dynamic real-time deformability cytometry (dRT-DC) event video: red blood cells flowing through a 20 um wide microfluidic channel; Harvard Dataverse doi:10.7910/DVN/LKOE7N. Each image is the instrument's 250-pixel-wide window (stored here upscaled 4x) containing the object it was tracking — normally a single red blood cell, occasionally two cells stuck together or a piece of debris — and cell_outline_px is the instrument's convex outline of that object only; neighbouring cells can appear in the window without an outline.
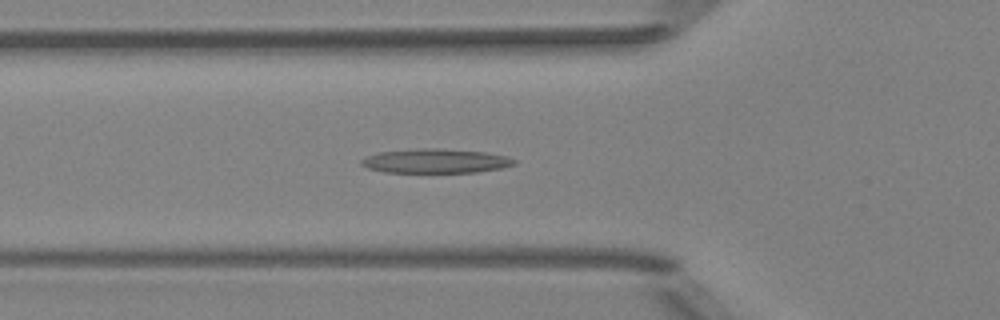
{"species": "Egyptian fruit bat (a non-hibernating species)", "species_latin": "Rousettus aegyptiacus", "temperature_condition": "room temperature", "stored_images_in_passage": 38, "camera_frame_rate_fps": 3000, "um_per_image_px": 0.085, "animal": {"sex": "female"}, "frame": {"image": 1, "passage_image": 5, "time_ms": 1.333, "image_size_px": [1000, 320], "cell_outline_px": [[516, 164], [500, 168], [476, 172], [384, 172], [368, 168], [360, 164], [360, 160], [368, 156], [380, 152], [416, 148], [440, 148], [484, 152], [508, 156], [516, 160]], "centroid_in_image_um": [37.03, 13.67], "position_along_channel_um": 88.8, "area_um2": 21.56}}
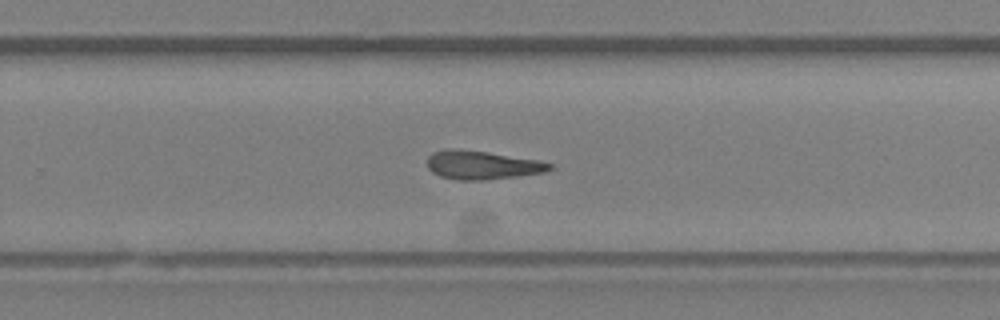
{"frame": {"image": 2, "passage_image": 20, "time_ms": 6.333, "image_size_px": [1000, 320], "cell_outline_px": [[552, 168], [544, 172], [516, 176], [484, 180], [460, 180], [440, 176], [432, 172], [428, 168], [428, 156], [432, 152], [452, 148], [488, 152], [540, 160], [552, 164]], "centroid_in_image_um": [40.97, 14.02], "position_along_channel_um": 288.8, "area_um2": 20.29}}
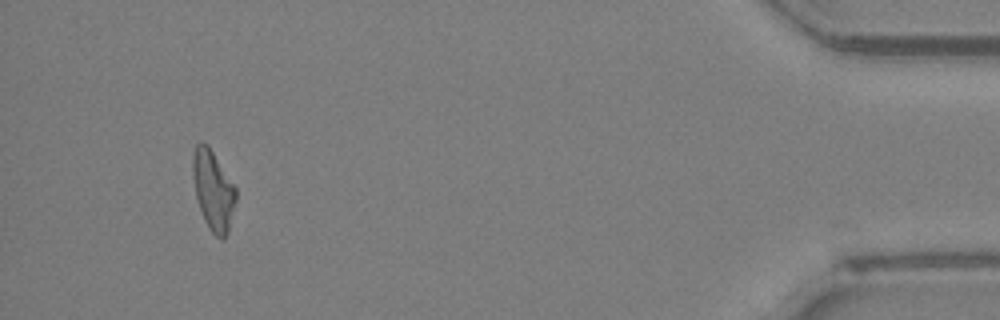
{"frame": {"image": 3, "passage_image": 35, "time_ms": 11.333, "image_size_px": [1000, 320], "cell_outline_px": [[236, 200], [228, 232], [224, 240], [220, 240], [208, 228], [204, 220], [196, 196], [192, 172], [192, 152], [196, 144], [208, 144], [236, 188]], "centroid_in_image_um": [18.12, 16.19], "position_along_channel_um": 417.1, "area_um2": 20.0}}